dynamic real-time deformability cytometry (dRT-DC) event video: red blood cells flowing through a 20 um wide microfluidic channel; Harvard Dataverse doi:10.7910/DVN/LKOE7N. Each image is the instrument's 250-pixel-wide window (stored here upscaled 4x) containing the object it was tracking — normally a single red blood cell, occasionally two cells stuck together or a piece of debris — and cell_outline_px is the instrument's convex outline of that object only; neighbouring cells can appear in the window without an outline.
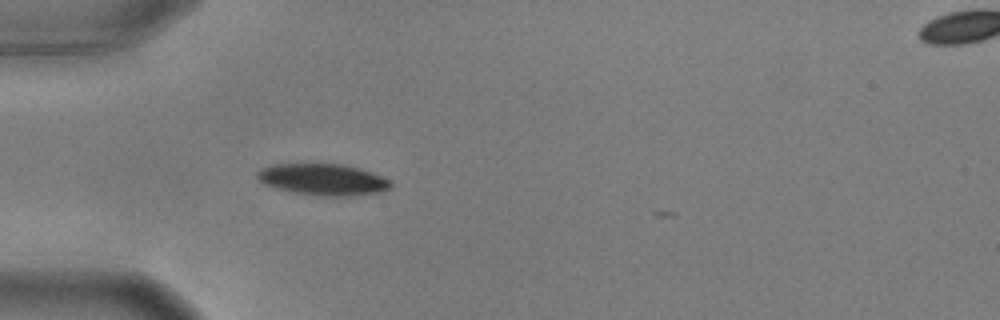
{"species": "common noctule bat (a hibernating species)", "species_latin": "Nyctalus noctula", "temperature_condition": "warm", "stored_images_in_passage": 41, "camera_frame_rate_fps": 3000, "um_per_image_px": 0.085, "animal": {"sex": "male", "body_mass_g": 17.9, "forearm_length_mm": 54.2}, "frame": {"image": 1, "passage_image": 1, "time_ms": 0.0, "image_size_px": [1000, 320], "cell_outline_px": [[392, 188], [380, 192], [352, 196], [316, 196], [292, 192], [276, 188], [264, 184], [256, 176], [256, 172], [260, 168], [276, 164], [344, 164], [360, 168], [372, 172], [388, 180], [392, 184]], "centroid_in_image_um": [27.45, 15.26], "position_along_channel_um": 57.5, "area_um2": 24.62}}
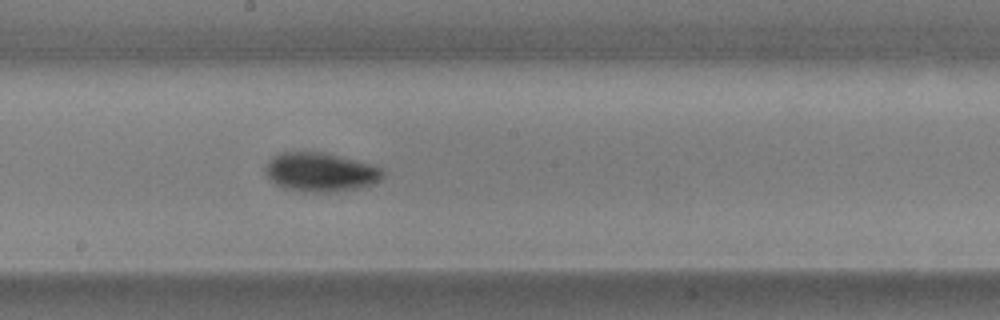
{"frame": {"image": 2, "passage_image": 15, "time_ms": 4.667, "image_size_px": [1000, 320], "cell_outline_px": [[384, 176], [380, 180], [372, 184], [356, 188], [328, 192], [304, 192], [284, 188], [272, 184], [264, 172], [264, 164], [272, 156], [280, 152], [324, 152], [340, 156], [368, 164], [380, 168], [384, 172]], "centroid_in_image_um": [27.14, 14.63], "position_along_channel_um": 221.1, "area_um2": 26.82}}
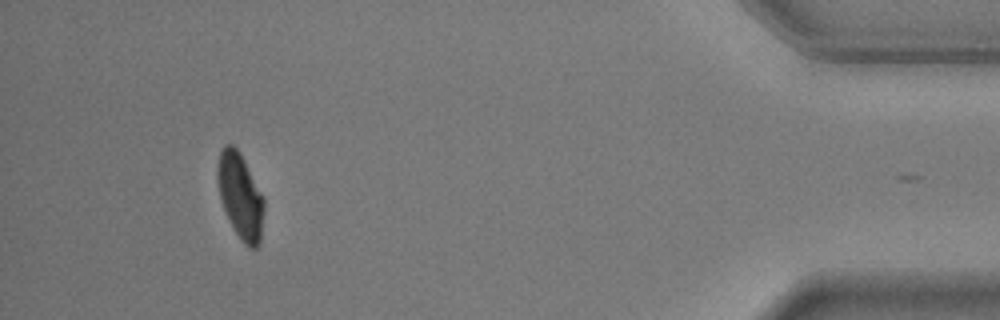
{"frame": {"image": 3, "passage_image": 36, "time_ms": 11.667, "image_size_px": [1000, 320], "cell_outline_px": [[264, 212], [260, 244], [256, 248], [248, 248], [244, 244], [228, 220], [220, 196], [216, 176], [216, 168], [220, 152], [224, 144], [232, 144], [240, 152], [264, 196]], "centroid_in_image_um": [20.43, 16.65], "position_along_channel_um": 414.8, "area_um2": 23.41}, "authors_computed_cell_mechanics": {"area_um2": 24.9118, "velocity_mm_per_s": 3.6248, "shape_relaxation_time_tau1_ms": 2.2719, "shape_relaxation_time_tau2_ms": 2.1954, "deformation_change_tau1": 0.1466, "deformation_change_tau2": 0.0515}}